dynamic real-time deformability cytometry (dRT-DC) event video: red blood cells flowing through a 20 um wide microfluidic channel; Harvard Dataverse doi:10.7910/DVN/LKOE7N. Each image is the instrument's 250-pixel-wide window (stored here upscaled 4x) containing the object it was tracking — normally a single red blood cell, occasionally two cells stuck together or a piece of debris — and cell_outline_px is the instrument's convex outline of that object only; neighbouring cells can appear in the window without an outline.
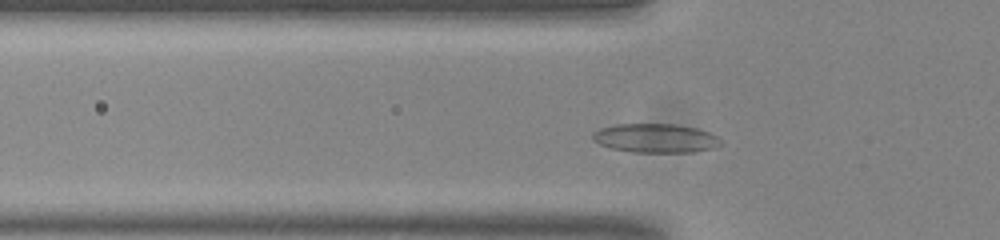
{"species": "common noctule bat (a hibernating species)", "species_latin": "Nyctalus noctula", "temperature_condition": "room temperature", "stored_images_in_passage": 45, "camera_frame_rate_fps": 3000, "um_per_image_px": 0.085, "animal": {"sex": "male", "body_mass_g": 20.0, "forearm_length_mm": 53.3}, "frame": {"image": 1, "passage_image": 9, "time_ms": 2.667, "image_size_px": [1000, 240], "cell_outline_px": [[724, 144], [712, 148], [692, 152], [632, 152], [612, 148], [600, 144], [592, 140], [592, 132], [600, 128], [612, 124], [672, 124], [696, 128], [708, 132], [716, 136]], "centroid_in_image_um": [55.69, 11.74], "position_along_channel_um": 70.1, "area_um2": 21.62}}
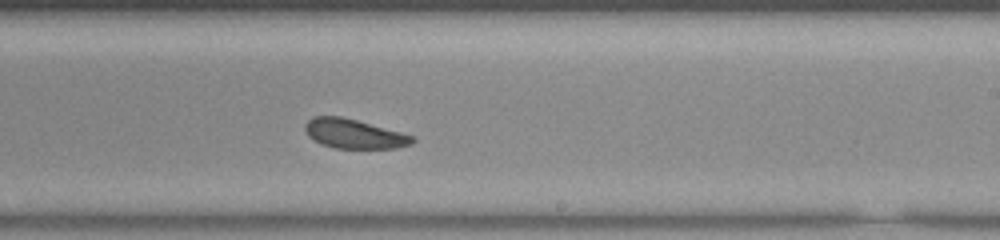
{"frame": {"image": 2, "passage_image": 24, "time_ms": 7.667, "image_size_px": [1000, 240], "cell_outline_px": [[416, 140], [412, 144], [396, 148], [332, 148], [320, 144], [312, 140], [308, 136], [304, 128], [304, 124], [312, 116], [340, 116], [356, 120], [400, 132], [412, 136]], "centroid_in_image_um": [30.03, 11.38], "position_along_channel_um": 259.0, "area_um2": 18.38}}
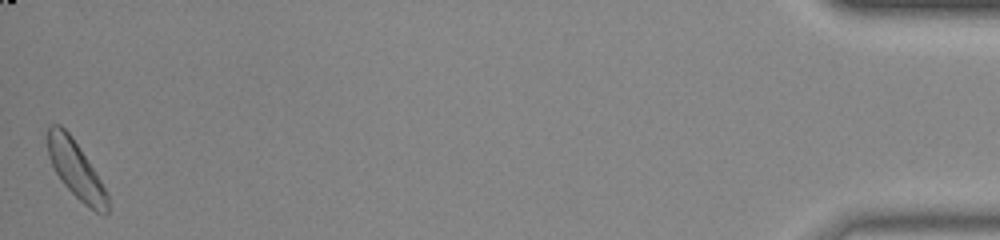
{"frame": {"image": 3, "passage_image": 45, "time_ms": 14.667, "image_size_px": [1000, 240], "cell_outline_px": [[108, 212], [104, 216], [96, 212], [84, 204], [60, 180], [48, 156], [48, 124], [60, 124], [72, 136], [100, 180], [108, 196]], "centroid_in_image_um": [6.44, 14.42], "position_along_channel_um": 428.8, "area_um2": 19.59}, "authors_computed_cell_mechanics": {"area_um2": 19.5364, "velocity_mm_per_s": 3.7718, "shape_relaxation_time_tau1_ms": 1.2016, "shape_relaxation_time_tau2_ms": 2.9193, "deformation_change_tau1": 0.0756, "deformation_change_tau2": 0.089}}